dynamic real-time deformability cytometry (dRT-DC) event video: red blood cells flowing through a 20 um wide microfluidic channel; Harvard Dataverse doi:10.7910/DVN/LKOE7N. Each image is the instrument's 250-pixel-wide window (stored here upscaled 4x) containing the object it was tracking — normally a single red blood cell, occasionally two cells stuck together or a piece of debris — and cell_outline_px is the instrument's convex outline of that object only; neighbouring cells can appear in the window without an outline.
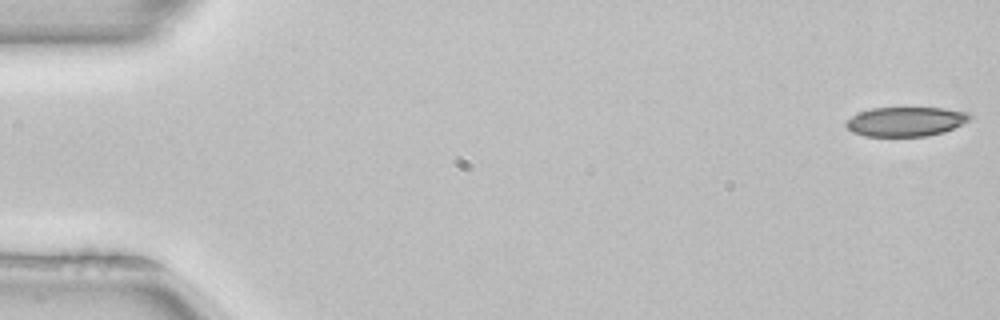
{"species": "common noctule bat (a hibernating species)", "species_latin": "Nyctalus noctula", "temperature_condition": "room temperature", "stored_images_in_passage": 52, "camera_frame_rate_fps": 3000, "um_per_image_px": 0.085, "animal": {"sex": "female", "body_mass_g": 22.7, "forearm_length_mm": 54.2}, "frame": {"image": 1, "passage_image": 1, "time_ms": 0.0, "image_size_px": [1000, 320], "cell_outline_px": [[972, 116], [968, 120], [944, 132], [928, 136], [864, 136], [852, 132], [844, 124], [852, 116], [860, 112], [872, 108], [944, 108], [968, 112]], "centroid_in_image_um": [76.97, 10.33], "position_along_channel_um": 8.0, "area_um2": 21.04}}
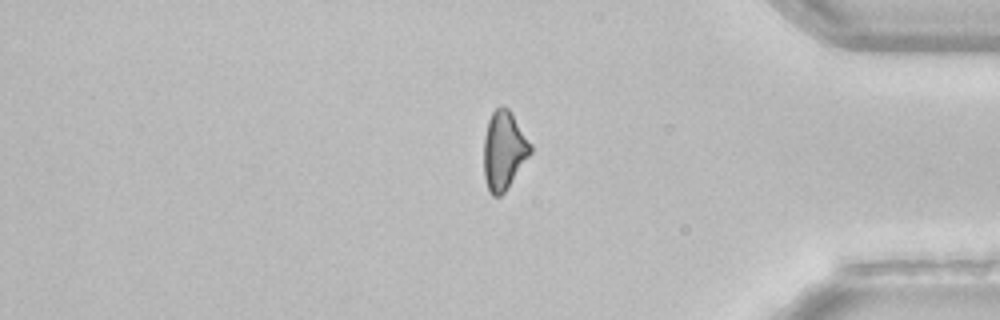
{"frame": {"image": 2, "passage_image": 43, "time_ms": 14.0, "image_size_px": [1000, 320], "cell_outline_px": [[532, 152], [504, 192], [500, 196], [492, 196], [488, 192], [484, 176], [484, 136], [488, 120], [492, 112], [500, 104], [508, 108], [532, 144]], "centroid_in_image_um": [42.82, 12.77], "position_along_channel_um": 392.4, "area_um2": 21.39}}
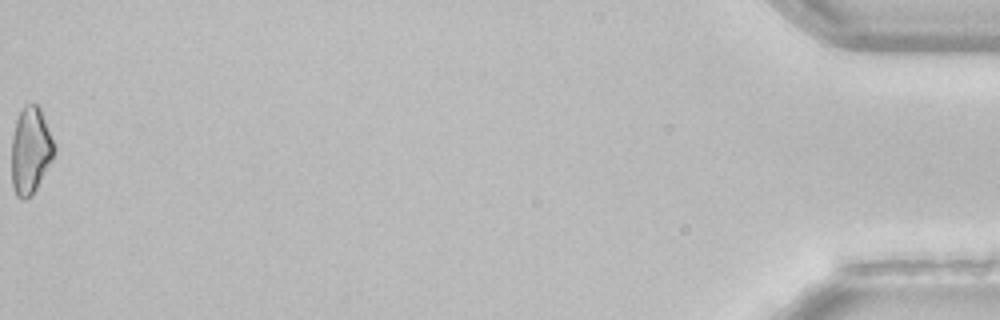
{"frame": {"image": 3, "passage_image": 52, "time_ms": 17.0, "image_size_px": [1000, 320], "cell_outline_px": [[56, 152], [52, 160], [32, 196], [24, 200], [20, 200], [16, 196], [12, 184], [12, 136], [16, 120], [24, 104], [36, 104], [40, 108], [56, 148]], "centroid_in_image_um": [2.59, 12.83], "position_along_channel_um": 432.6, "area_um2": 21.62}}